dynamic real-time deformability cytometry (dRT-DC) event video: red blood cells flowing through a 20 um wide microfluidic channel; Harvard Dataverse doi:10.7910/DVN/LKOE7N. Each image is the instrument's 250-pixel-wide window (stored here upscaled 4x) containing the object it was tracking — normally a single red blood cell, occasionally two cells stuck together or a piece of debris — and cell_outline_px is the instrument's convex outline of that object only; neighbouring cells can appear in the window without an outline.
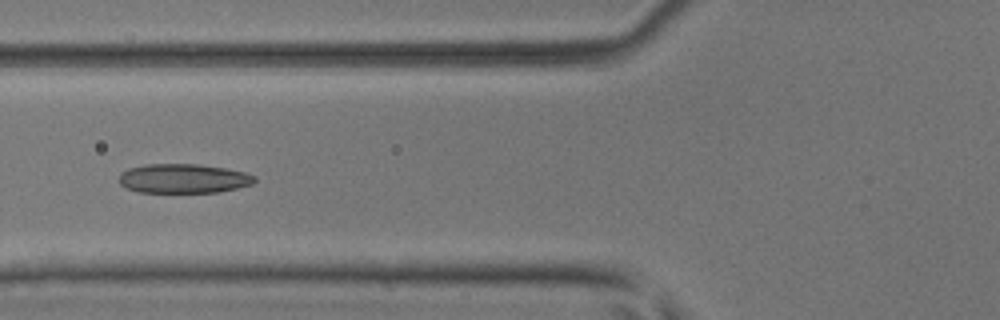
{"species": "common noctule bat (a hibernating species)", "species_latin": "Nyctalus noctula", "temperature_condition": "room temperature", "stored_images_in_passage": 4, "camera_frame_rate_fps": 3000, "um_per_image_px": 0.085, "animal": {"sex": "male", "body_mass_g": 17.9, "forearm_length_mm": 54.2}, "frame": {"image": 1, "passage_image": 4, "time_ms": 1.0, "image_size_px": [1000, 320], "cell_outline_px": [[256, 180], [252, 184], [220, 192], [140, 192], [124, 188], [120, 184], [120, 172], [128, 168], [144, 164], [200, 164], [224, 168], [244, 172], [256, 176]], "centroid_in_image_um": [15.57, 15.17], "position_along_channel_um": 110.2, "area_um2": 23.24}}